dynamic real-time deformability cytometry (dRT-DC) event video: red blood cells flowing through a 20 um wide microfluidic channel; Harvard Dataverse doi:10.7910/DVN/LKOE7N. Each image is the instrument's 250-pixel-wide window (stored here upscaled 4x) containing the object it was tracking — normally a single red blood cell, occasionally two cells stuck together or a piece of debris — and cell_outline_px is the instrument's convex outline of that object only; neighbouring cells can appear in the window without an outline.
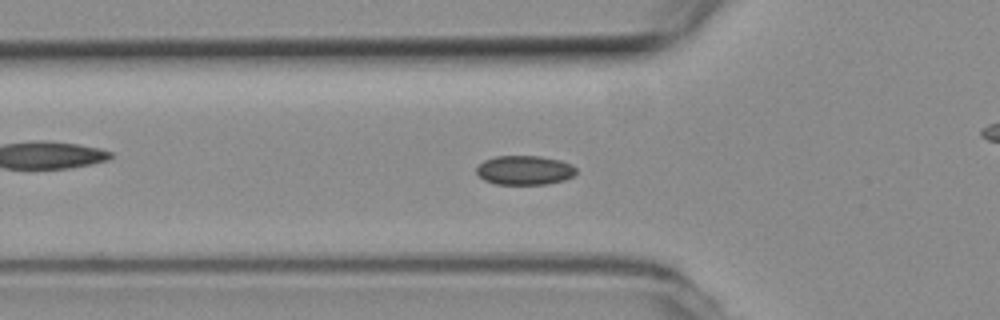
{"species": "common noctule bat (a hibernating species)", "species_latin": "Nyctalus noctula", "temperature_condition": "room temperature", "stored_images_in_passage": 55, "camera_frame_rate_fps": 3000, "um_per_image_px": 0.085, "animal": {"sex": "female", "body_mass_g": 19.3, "forearm_length_mm": 54.1}, "frame": {"image": 1, "passage_image": 18, "time_ms": 5.667, "image_size_px": [1000, 320], "cell_outline_px": [[576, 172], [572, 176], [564, 180], [548, 184], [496, 184], [484, 180], [476, 172], [476, 168], [484, 160], [496, 156], [540, 156], [560, 160], [572, 164], [576, 168]], "centroid_in_image_um": [44.6, 14.46], "position_along_channel_um": 81.2, "area_um2": 16.99}}
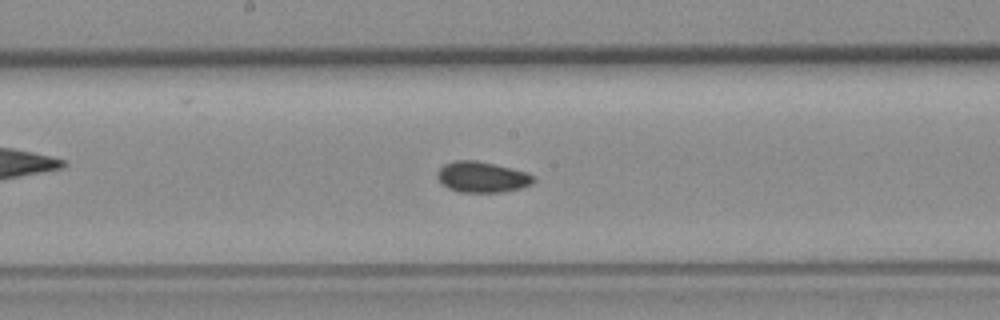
{"frame": {"image": 2, "passage_image": 28, "time_ms": 9.0, "image_size_px": [1000, 320], "cell_outline_px": [[536, 180], [532, 184], [520, 188], [500, 192], [460, 192], [448, 188], [440, 184], [436, 176], [436, 172], [444, 164], [456, 160], [476, 160], [528, 172]], "centroid_in_image_um": [40.94, 15.05], "position_along_channel_um": 207.3, "area_um2": 17.34}}
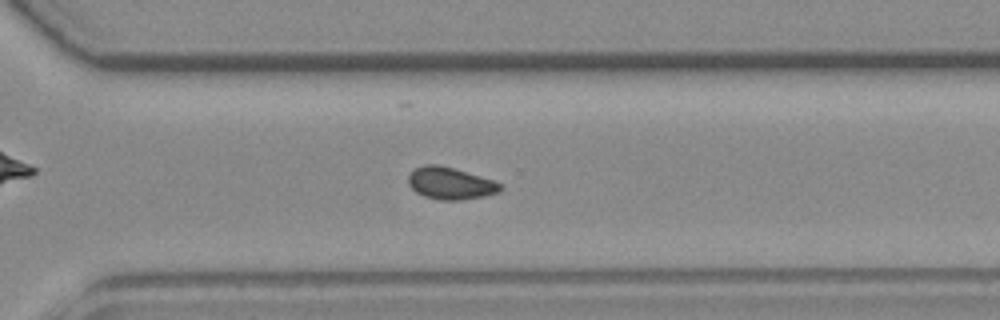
{"frame": {"image": 3, "passage_image": 38, "time_ms": 12.333, "image_size_px": [1000, 320], "cell_outline_px": [[504, 188], [500, 192], [484, 196], [460, 200], [440, 200], [424, 196], [416, 192], [408, 184], [408, 176], [416, 168], [424, 164], [436, 164], [452, 168], [492, 180], [500, 184]], "centroid_in_image_um": [38.27, 15.59], "position_along_channel_um": 332.3, "area_um2": 16.99}, "authors_computed_cell_mechanics": {"area_um2": 16.9354, "velocity_mm_per_s": 3.7637, "shape_relaxation_time_tau1_ms": null, "shape_relaxation_time_tau2_ms": 3.6939, "deformation_change_tau1": null, "deformation_change_tau2": 0.056}}